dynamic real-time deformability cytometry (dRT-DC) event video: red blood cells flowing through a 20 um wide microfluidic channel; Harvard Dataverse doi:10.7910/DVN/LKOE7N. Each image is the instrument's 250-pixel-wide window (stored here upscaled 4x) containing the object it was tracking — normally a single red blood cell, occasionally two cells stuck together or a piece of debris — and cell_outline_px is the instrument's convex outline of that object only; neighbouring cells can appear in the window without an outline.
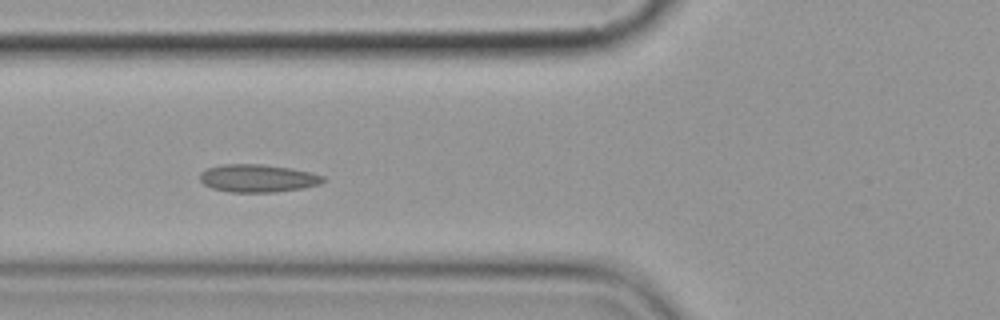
{"species": "common noctule bat (a hibernating species)", "species_latin": "Nyctalus noctula", "temperature_condition": "cold", "stored_images_in_passage": 9, "camera_frame_rate_fps": 3000, "um_per_image_px": 0.085, "animal": {"sex": "female", "body_mass_g": 19.9}, "frame": {"image": 1, "passage_image": 6, "time_ms": 5.667, "image_size_px": [1000, 320], "cell_outline_px": [[324, 180], [320, 184], [304, 188], [276, 192], [228, 192], [212, 188], [204, 184], [200, 180], [200, 172], [208, 168], [224, 164], [260, 164], [292, 168], [312, 172], [324, 176]], "centroid_in_image_um": [21.93, 15.15], "position_along_channel_um": 103.9, "area_um2": 20.06}}
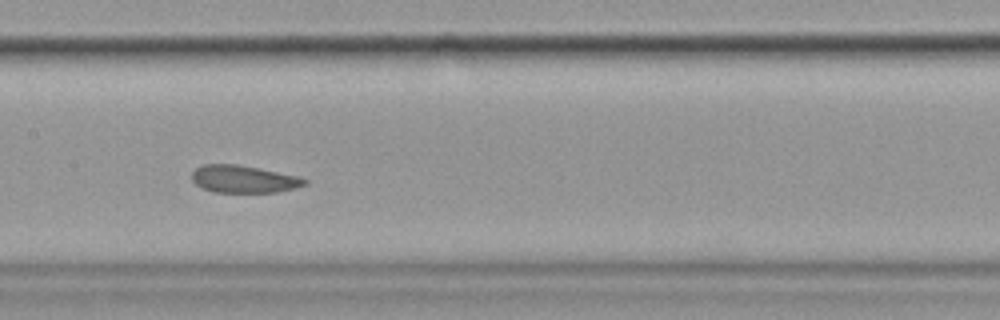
{"frame": {"image": 2, "passage_image": 8, "time_ms": 8.0, "image_size_px": [1000, 320], "cell_outline_px": [[308, 184], [296, 188], [276, 192], [212, 192], [200, 188], [192, 180], [192, 172], [196, 168], [204, 164], [236, 164], [300, 176], [308, 180]], "centroid_in_image_um": [20.72, 15.23], "position_along_channel_um": 186.7, "area_um2": 18.15}}
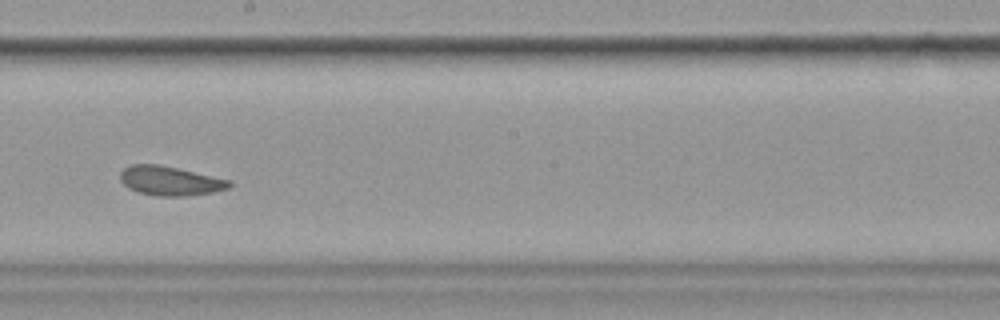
{"frame": {"image": 3, "passage_image": 9, "time_ms": 9.333, "image_size_px": [1000, 320], "cell_outline_px": [[232, 184], [228, 188], [212, 192], [184, 196], [156, 196], [140, 192], [128, 188], [120, 180], [120, 172], [128, 164], [156, 164], [176, 168], [232, 180]], "centroid_in_image_um": [14.44, 15.37], "position_along_channel_um": 233.8, "area_um2": 18.5}}